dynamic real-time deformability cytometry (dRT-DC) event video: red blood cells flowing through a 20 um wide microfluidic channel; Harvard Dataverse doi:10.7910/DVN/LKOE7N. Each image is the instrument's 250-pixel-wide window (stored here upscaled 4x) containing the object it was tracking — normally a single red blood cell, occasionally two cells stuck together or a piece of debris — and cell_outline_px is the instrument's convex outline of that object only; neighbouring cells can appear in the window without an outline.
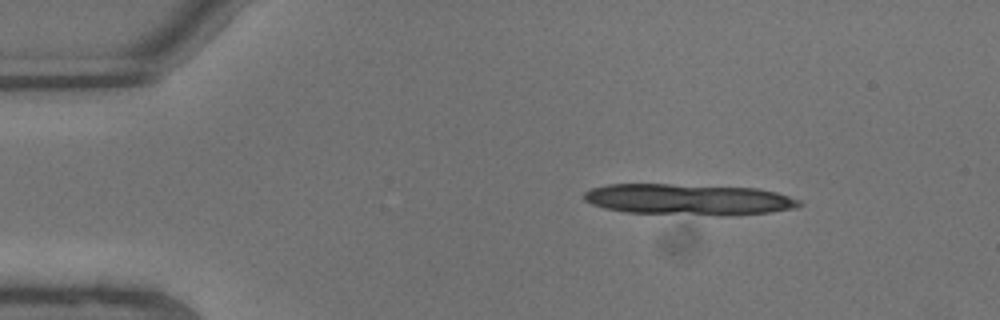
{"species": "common noctule bat (a hibernating species)", "species_latin": "Nyctalus noctula", "temperature_condition": "warm", "stored_images_in_passage": 8, "segment_of_instrument_passage": [1, 2], "camera_frame_rate_fps": 3000, "um_per_image_px": 0.085, "animal": {"sex": "male", "body_mass_g": 13.3}, "frame": {"image": 1, "passage_image": 1, "time_ms": 0.0, "image_size_px": [1000, 320], "cell_outline_px": [[804, 204], [796, 208], [768, 212], [728, 216], [716, 216], [628, 212], [604, 208], [592, 204], [584, 200], [584, 192], [592, 188], [608, 184], [672, 184], [756, 188], [776, 192], [800, 200]], "centroid_in_image_um": [58.54, 16.96], "position_along_channel_um": 26.5, "area_um2": 39.25}}